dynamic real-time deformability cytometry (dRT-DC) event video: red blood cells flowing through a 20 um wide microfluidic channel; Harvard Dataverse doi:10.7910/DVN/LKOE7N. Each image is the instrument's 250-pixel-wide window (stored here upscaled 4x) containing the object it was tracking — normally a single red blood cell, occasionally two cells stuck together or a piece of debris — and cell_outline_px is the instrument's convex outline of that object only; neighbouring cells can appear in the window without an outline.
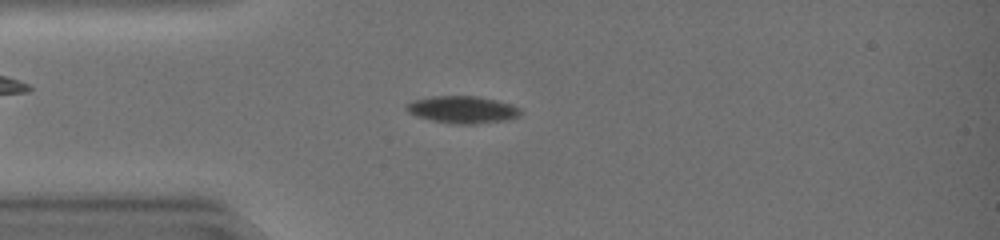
{"species": "common noctule bat (a hibernating species)", "species_latin": "Nyctalus noctula", "temperature_condition": "warm", "stored_images_in_passage": 44, "camera_frame_rate_fps": 3000, "um_per_image_px": 0.085, "animal": {"sex": "female", "body_mass_g": 19.0, "forearm_length_mm": 51.5}, "frame": {"image": 1, "passage_image": 11, "time_ms": 3.333, "image_size_px": [1000, 240], "cell_outline_px": [[524, 112], [520, 116], [504, 120], [436, 120], [420, 116], [404, 108], [404, 104], [412, 100], [432, 96], [480, 96], [512, 104], [520, 108]], "centroid_in_image_um": [39.34, 9.22], "position_along_channel_um": 45.7, "area_um2": 16.7}}
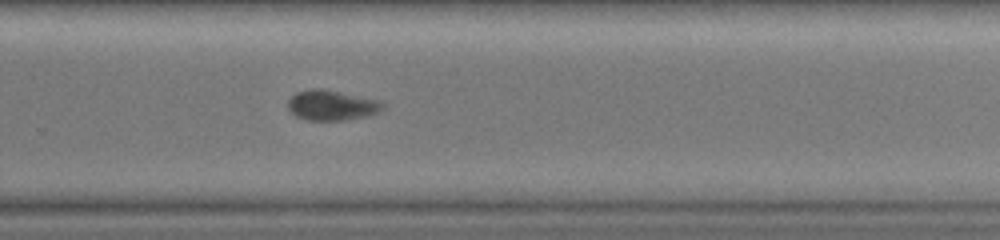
{"frame": {"image": 2, "passage_image": 30, "time_ms": 9.667, "image_size_px": [1000, 240], "cell_outline_px": [[384, 108], [380, 112], [368, 116], [340, 120], [308, 120], [296, 116], [288, 108], [288, 100], [296, 92], [312, 88], [320, 88], [340, 92], [376, 100], [384, 104]], "centroid_in_image_um": [28.18, 8.95], "position_along_channel_um": 301.6, "area_um2": 16.47}}
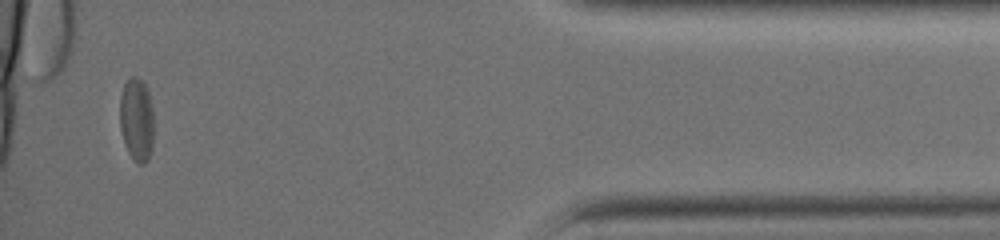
{"frame": {"image": 3, "passage_image": 42, "time_ms": 13.667, "image_size_px": [1000, 240], "cell_outline_px": [[152, 148], [148, 160], [144, 164], [136, 164], [128, 152], [124, 144], [120, 128], [120, 96], [124, 84], [128, 76], [136, 76], [148, 88], [152, 104]], "centroid_in_image_um": [11.6, 10.16], "position_along_channel_um": 423.6, "area_um2": 16.76}, "authors_computed_cell_mechanics": {"area_um2": 17.3978, "velocity_mm_per_s": 4.243, "shape_relaxation_time_tau1_ms": 4.6982, "shape_relaxation_time_tau2_ms": 2.9482, "deformation_change_tau1": 0.108, "deformation_change_tau2": 0.0634}}